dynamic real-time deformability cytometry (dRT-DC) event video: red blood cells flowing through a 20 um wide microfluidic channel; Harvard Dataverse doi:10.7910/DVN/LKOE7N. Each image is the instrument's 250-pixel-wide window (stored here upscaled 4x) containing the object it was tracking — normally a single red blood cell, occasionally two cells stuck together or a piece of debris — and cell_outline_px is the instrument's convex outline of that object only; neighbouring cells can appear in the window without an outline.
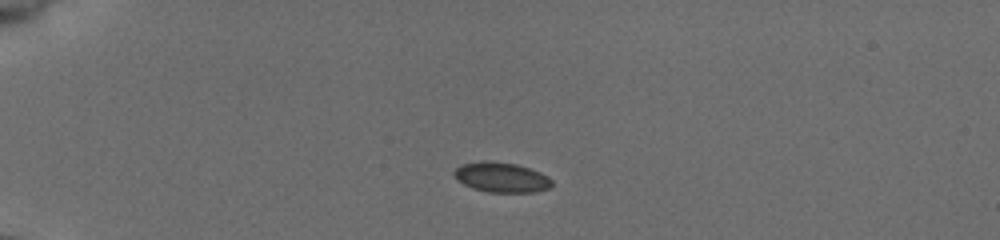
{"species": "common noctule bat (a hibernating species)", "species_latin": "Nyctalus noctula", "temperature_condition": "cold", "stored_images_in_passage": 40, "camera_frame_rate_fps": 3000, "um_per_image_px": 0.085, "animal": {"sex": "female", "body_mass_g": 19.5, "forearm_length_mm": 54.1}, "frame": {"image": 1, "passage_image": 1, "time_ms": 0.0, "image_size_px": [1000, 240], "cell_outline_px": [[552, 184], [548, 188], [536, 192], [488, 192], [472, 188], [456, 180], [452, 176], [452, 172], [456, 168], [464, 164], [516, 164], [540, 172], [548, 176], [552, 180]], "centroid_in_image_um": [42.64, 15.13], "position_along_channel_um": 42.4, "area_um2": 16.36}}
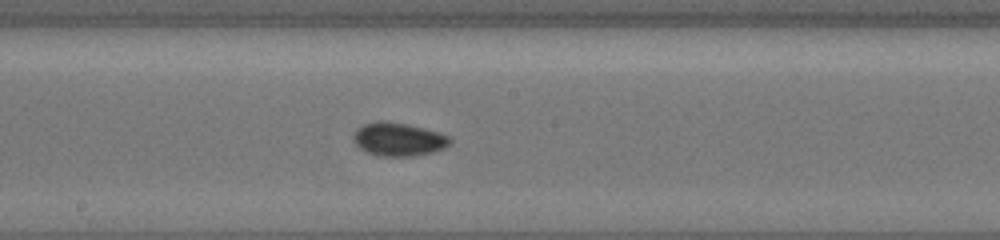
{"frame": {"image": 2, "passage_image": 18, "time_ms": 5.667, "image_size_px": [1000, 240], "cell_outline_px": [[452, 140], [444, 148], [432, 152], [412, 156], [380, 156], [368, 152], [360, 148], [352, 140], [352, 136], [356, 128], [364, 124], [380, 120], [384, 120], [408, 124], [440, 132], [448, 136]], "centroid_in_image_um": [33.84, 11.82], "position_along_channel_um": 214.4, "area_um2": 18.84}}
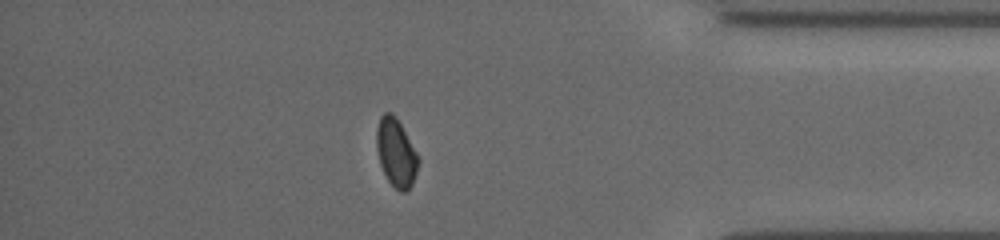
{"frame": {"image": 3, "passage_image": 34, "time_ms": 11.0, "image_size_px": [1000, 240], "cell_outline_px": [[420, 160], [412, 184], [404, 192], [400, 192], [388, 180], [380, 164], [376, 148], [376, 128], [380, 116], [384, 112], [392, 112], [396, 116], [416, 152]], "centroid_in_image_um": [33.64, 12.94], "position_along_channel_um": 401.6, "area_um2": 16.47}, "authors_computed_cell_mechanics": {"area_um2": 17.3689, "velocity_mm_per_s": 3.9236, "shape_relaxation_time_tau1_ms": 3.7995, "shape_relaxation_time_tau2_ms": null, "deformation_change_tau1": 0.0727, "deformation_change_tau2": null}}